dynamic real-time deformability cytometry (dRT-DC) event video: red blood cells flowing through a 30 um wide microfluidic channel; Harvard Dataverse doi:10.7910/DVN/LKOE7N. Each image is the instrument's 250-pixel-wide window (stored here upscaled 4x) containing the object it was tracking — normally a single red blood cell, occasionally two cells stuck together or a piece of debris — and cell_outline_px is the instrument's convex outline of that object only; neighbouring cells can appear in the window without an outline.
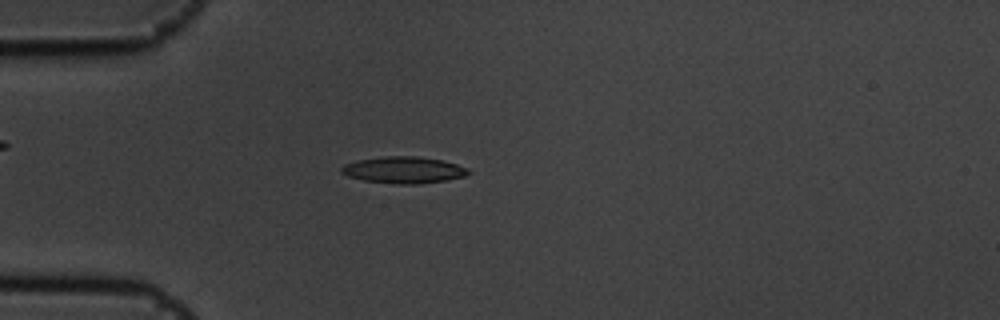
{"species": "common noctule bat (a hibernating species)", "species_latin": "Nyctalus noctula", "temperature_condition": "cold", "stored_images_in_passage": 48, "camera_frame_rate_fps": 3000, "um_per_image_px": 0.085, "animal": {"sex": "male", "body_mass_g": 19.5, "forearm_length_mm": 54.6}, "frame": {"image": 1, "passage_image": 8, "time_ms": 2.333, "image_size_px": [1000, 320], "cell_outline_px": [[472, 172], [464, 176], [448, 180], [420, 184], [392, 184], [364, 180], [348, 176], [340, 172], [340, 168], [344, 164], [356, 160], [384, 156], [416, 156], [444, 160], [468, 168]], "centroid_in_image_um": [34.32, 14.45], "position_along_channel_um": 50.7, "area_um2": 19.94}}
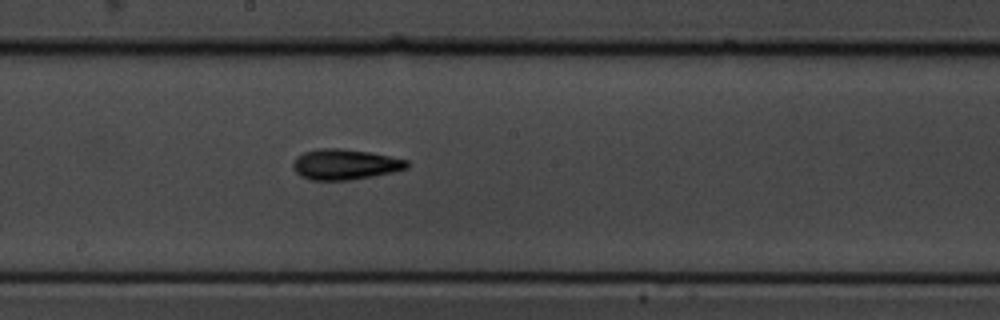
{"frame": {"image": 2, "passage_image": 23, "time_ms": 7.333, "image_size_px": [1000, 320], "cell_outline_px": [[408, 168], [392, 172], [372, 176], [348, 180], [312, 180], [300, 176], [292, 168], [292, 164], [296, 156], [304, 152], [316, 148], [340, 148], [368, 152], [408, 160]], "centroid_in_image_um": [29.27, 13.97], "position_along_channel_um": 218.9, "area_um2": 20.23}}
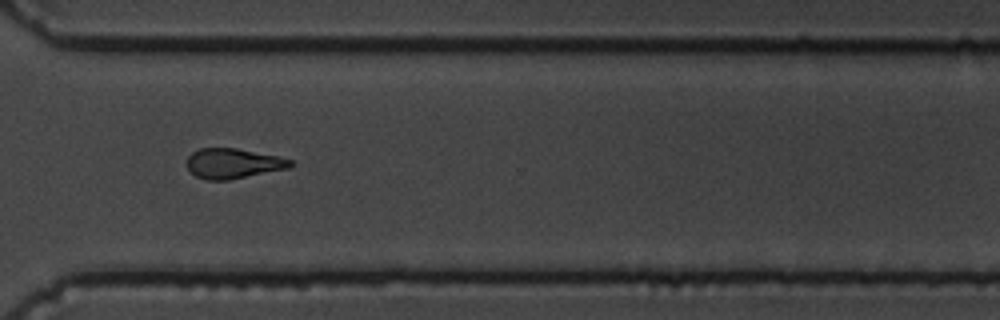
{"frame": {"image": 3, "passage_image": 34, "time_ms": 11.0, "image_size_px": [1000, 320], "cell_outline_px": [[296, 164], [288, 168], [228, 180], [208, 180], [196, 176], [188, 168], [188, 156], [192, 152], [200, 148], [236, 148], [276, 156], [292, 160]], "centroid_in_image_um": [19.82, 13.89], "position_along_channel_um": 350.8, "area_um2": 17.92}, "authors_computed_cell_mechanics": {"area_um2": 18.5827, "velocity_mm_per_s": 3.6117, "shape_relaxation_time_tau1_ms": 4.1161, "shape_relaxation_time_tau2_ms": 6.3087, "deformation_change_tau1": 0.1514, "deformation_change_tau2": 0.1682}}